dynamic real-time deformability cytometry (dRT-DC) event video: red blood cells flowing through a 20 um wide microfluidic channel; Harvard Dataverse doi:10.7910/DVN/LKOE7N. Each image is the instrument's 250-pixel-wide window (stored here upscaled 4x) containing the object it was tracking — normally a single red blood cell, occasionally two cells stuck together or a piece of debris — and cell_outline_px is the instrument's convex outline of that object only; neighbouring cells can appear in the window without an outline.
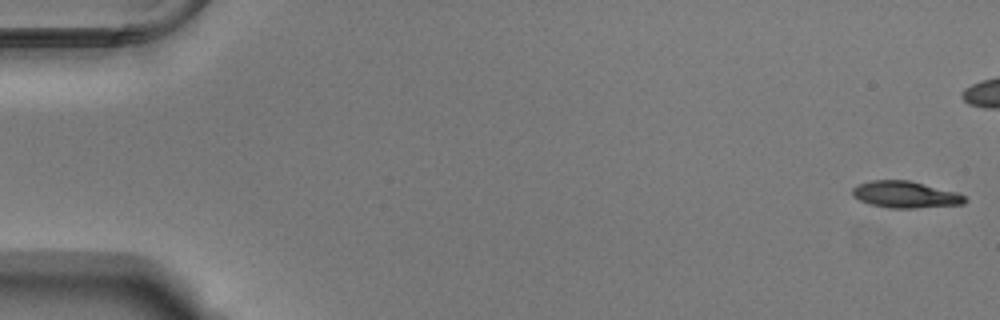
{"species": "Egyptian fruit bat (a non-hibernating species)", "species_latin": "Rousettus aegyptiacus", "temperature_condition": "warm", "stored_images_in_passage": 55, "camera_frame_rate_fps": 3000, "um_per_image_px": 0.085, "animal": {"sex": "male"}, "frame": {"image": 1, "passage_image": 1, "time_ms": 0.0, "image_size_px": [1000, 320], "cell_outline_px": [[968, 200], [964, 204], [912, 208], [888, 208], [868, 204], [852, 196], [852, 188], [856, 184], [872, 180], [908, 180], [956, 192], [964, 196]], "centroid_in_image_um": [76.91, 16.54], "position_along_channel_um": 8.1, "area_um2": 17.51}}
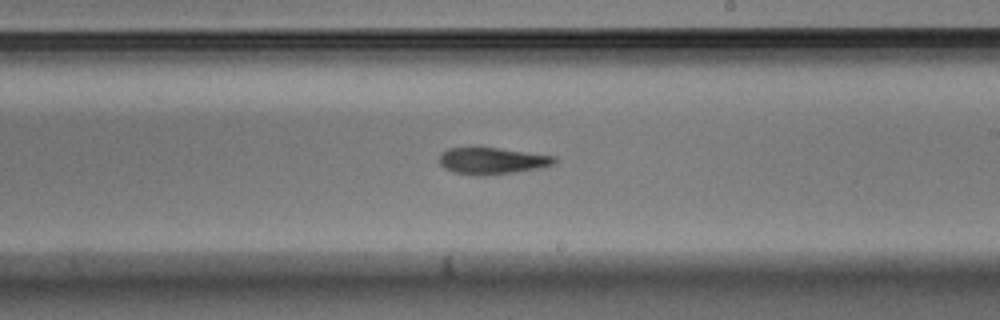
{"frame": {"image": 2, "passage_image": 32, "time_ms": 10.333, "image_size_px": [1000, 320], "cell_outline_px": [[556, 164], [540, 168], [484, 176], [480, 176], [452, 172], [444, 168], [440, 164], [440, 152], [448, 148], [496, 148], [556, 156]], "centroid_in_image_um": [41.82, 13.68], "position_along_channel_um": 247.2, "area_um2": 17.8}}
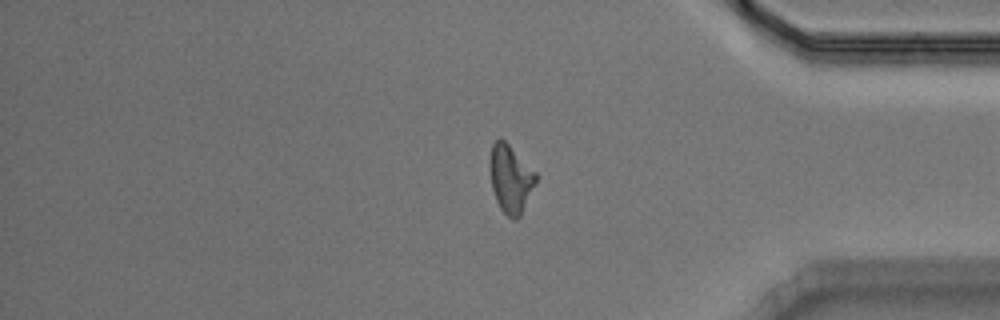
{"frame": {"image": 3, "passage_image": 45, "time_ms": 14.667, "image_size_px": [1000, 320], "cell_outline_px": [[540, 176], [520, 216], [516, 220], [512, 220], [500, 208], [496, 200], [492, 188], [488, 168], [488, 164], [492, 144], [500, 136]], "centroid_in_image_um": [43.4, 15.19], "position_along_channel_um": 391.8, "area_um2": 18.55}, "authors_computed_cell_mechanics": {"area_um2": 18.0914, "velocity_mm_per_s": 3.7829, "shape_relaxation_time_tau1_ms": 4.025, "shape_relaxation_time_tau2_ms": 5.8703, "deformation_change_tau1": 0.1926, "deformation_change_tau2": 0.1747}}